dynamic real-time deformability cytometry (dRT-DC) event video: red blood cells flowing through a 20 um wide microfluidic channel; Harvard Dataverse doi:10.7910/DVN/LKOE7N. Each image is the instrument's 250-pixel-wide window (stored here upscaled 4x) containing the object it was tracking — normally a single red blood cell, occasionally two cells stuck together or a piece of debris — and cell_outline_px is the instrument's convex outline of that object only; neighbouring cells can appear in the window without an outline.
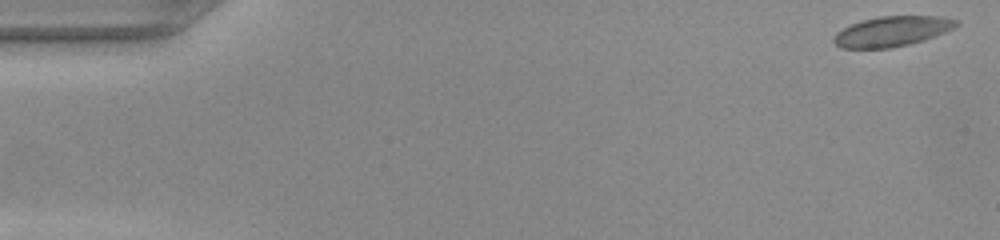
{"species": "common noctule bat (a hibernating species)", "species_latin": "Nyctalus noctula", "temperature_condition": "warm", "stored_images_in_passage": 49, "camera_frame_rate_fps": 3000, "um_per_image_px": 0.085, "animal": {"sex": "female", "body_mass_g": 22.0, "forearm_length_mm": 56.7}, "frame": {"image": 1, "passage_image": 1, "time_ms": 0.0, "image_size_px": [1000, 240], "cell_outline_px": [[960, 24], [944, 32], [924, 40], [892, 48], [840, 48], [832, 40], [836, 32], [852, 24], [864, 20], [880, 16], [936, 16], [960, 20]], "centroid_in_image_um": [75.82, 2.67], "position_along_channel_um": 9.2, "area_um2": 21.33}}
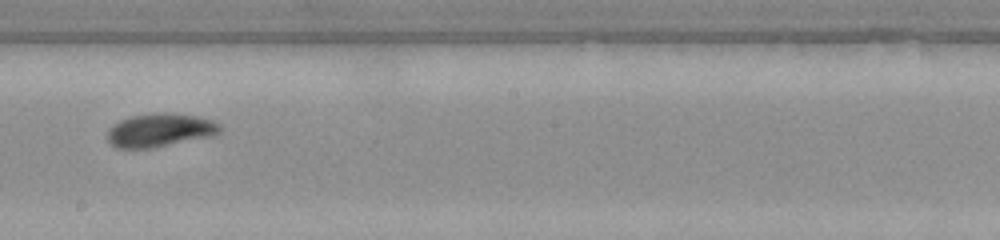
{"frame": {"image": 2, "passage_image": 28, "time_ms": 9.0, "image_size_px": [1000, 240], "cell_outline_px": [[224, 128], [216, 136], [148, 148], [116, 148], [108, 140], [108, 128], [112, 124], [120, 120], [132, 116], [156, 112], [172, 112], [200, 116], [212, 120], [220, 124]], "centroid_in_image_um": [13.66, 11.04], "position_along_channel_um": 234.5, "area_um2": 22.31}}
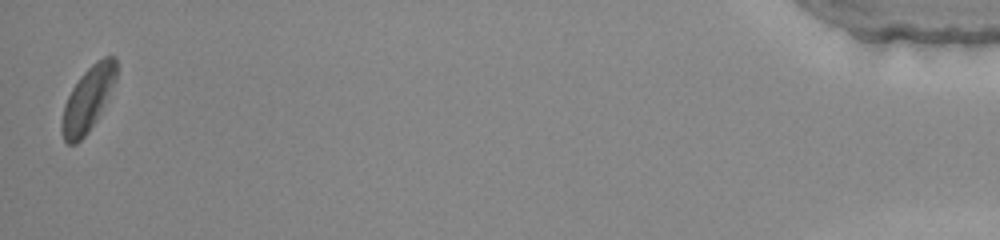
{"frame": {"image": 3, "passage_image": 49, "time_ms": 16.0, "image_size_px": [1000, 240], "cell_outline_px": [[116, 80], [96, 120], [88, 132], [76, 144], [68, 144], [64, 140], [60, 128], [64, 104], [72, 88], [80, 76], [96, 60], [104, 56], [116, 56]], "centroid_in_image_um": [7.46, 8.42], "position_along_channel_um": 427.7, "area_um2": 20.29}}